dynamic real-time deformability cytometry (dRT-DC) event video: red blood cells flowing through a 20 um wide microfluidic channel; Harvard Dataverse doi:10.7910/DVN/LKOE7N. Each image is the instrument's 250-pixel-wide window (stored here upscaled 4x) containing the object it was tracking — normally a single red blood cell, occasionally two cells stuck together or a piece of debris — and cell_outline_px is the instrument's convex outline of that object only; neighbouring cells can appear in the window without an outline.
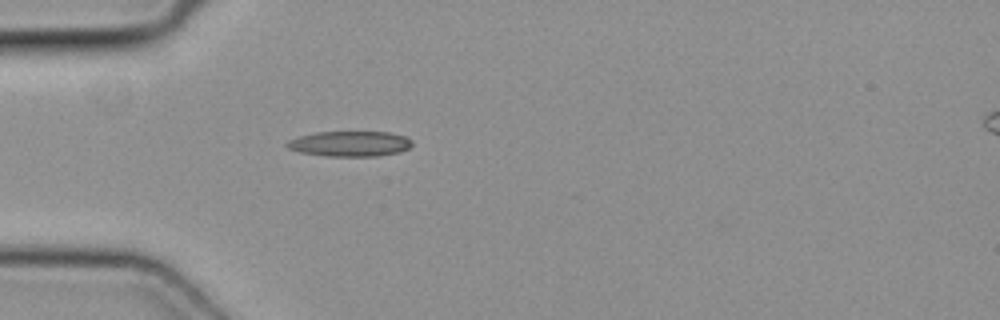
{"species": "common noctule bat (a hibernating species)", "species_latin": "Nyctalus noctula", "temperature_condition": "cold", "stored_images_in_passage": 36, "camera_frame_rate_fps": 3000, "um_per_image_px": 0.085, "animal": {"sex": "female", "body_mass_g": 19.3, "forearm_length_mm": 54.1}, "frame": {"image": 1, "passage_image": 1, "time_ms": 0.0, "image_size_px": [1000, 320], "cell_outline_px": [[412, 144], [408, 148], [400, 152], [380, 156], [328, 156], [300, 152], [288, 148], [284, 144], [288, 140], [300, 136], [316, 132], [392, 132], [404, 136], [412, 140]], "centroid_in_image_um": [29.75, 12.22], "position_along_channel_um": 55.2, "area_um2": 18.5}}
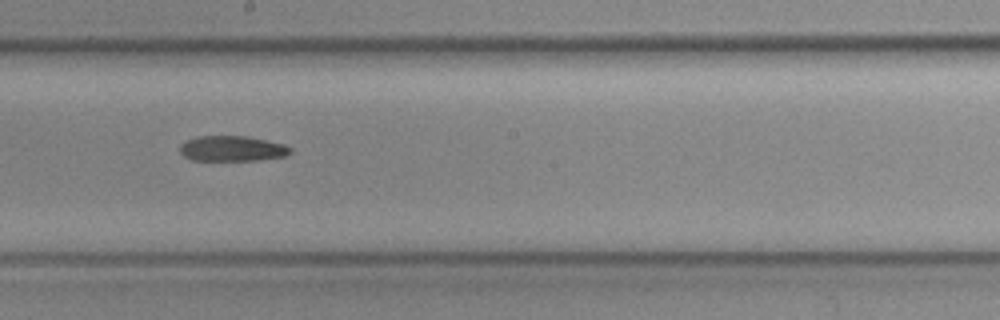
{"frame": {"image": 2, "passage_image": 14, "time_ms": 4.333, "image_size_px": [1000, 320], "cell_outline_px": [[292, 152], [288, 156], [256, 160], [192, 160], [184, 156], [180, 152], [180, 144], [188, 140], [200, 136], [244, 136], [284, 144], [292, 148]], "centroid_in_image_um": [19.76, 12.63], "position_along_channel_um": 228.4, "area_um2": 16.24}}
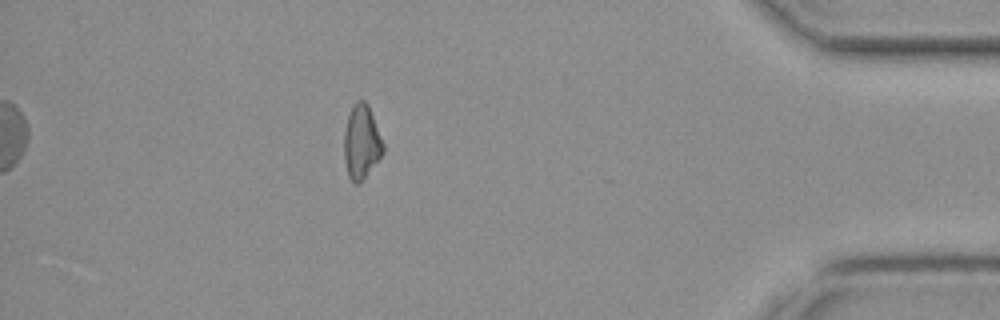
{"frame": {"image": 3, "passage_image": 30, "time_ms": 9.667, "image_size_px": [1000, 320], "cell_outline_px": [[384, 152], [364, 180], [360, 184], [356, 184], [348, 176], [344, 160], [344, 132], [348, 116], [352, 104], [356, 100], [364, 100], [368, 104], [384, 144]], "centroid_in_image_um": [30.72, 12.09], "position_along_channel_um": 404.5, "area_um2": 17.05}}